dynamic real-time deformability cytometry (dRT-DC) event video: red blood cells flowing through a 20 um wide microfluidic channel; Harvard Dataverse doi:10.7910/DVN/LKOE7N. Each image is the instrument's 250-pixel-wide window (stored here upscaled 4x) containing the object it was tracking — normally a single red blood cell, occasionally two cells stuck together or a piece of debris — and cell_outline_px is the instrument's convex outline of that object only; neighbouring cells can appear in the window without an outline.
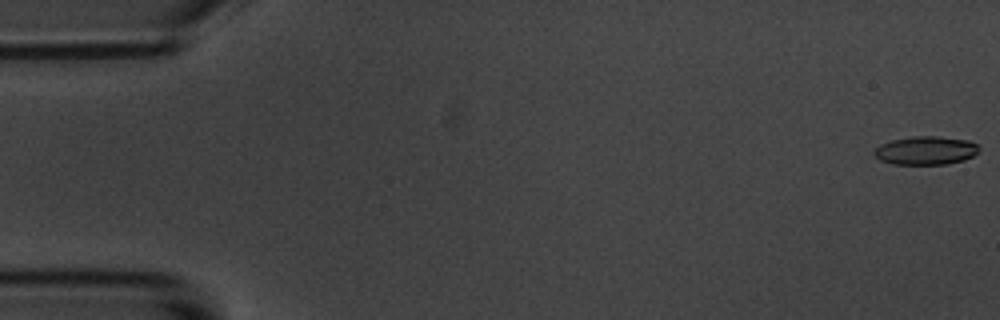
{"species": "common noctule bat (a hibernating species)", "species_latin": "Nyctalus noctula", "temperature_condition": "room temperature", "stored_images_in_passage": 6, "segment_of_instrument_passage": [1, 2], "camera_frame_rate_fps": 3000, "um_per_image_px": 0.085, "animal": {"sex": "male", "body_mass_g": 20.1, "forearm_length_mm": 53.5}, "frame": {"image": 1, "passage_image": 1, "time_ms": 0.0, "image_size_px": [1000, 320], "cell_outline_px": [[980, 152], [964, 160], [948, 164], [892, 164], [880, 160], [872, 152], [880, 144], [892, 140], [912, 136], [936, 136], [968, 140], [976, 144], [980, 148]], "centroid_in_image_um": [78.7, 12.79], "position_along_channel_um": 6.3, "area_um2": 17.46}}